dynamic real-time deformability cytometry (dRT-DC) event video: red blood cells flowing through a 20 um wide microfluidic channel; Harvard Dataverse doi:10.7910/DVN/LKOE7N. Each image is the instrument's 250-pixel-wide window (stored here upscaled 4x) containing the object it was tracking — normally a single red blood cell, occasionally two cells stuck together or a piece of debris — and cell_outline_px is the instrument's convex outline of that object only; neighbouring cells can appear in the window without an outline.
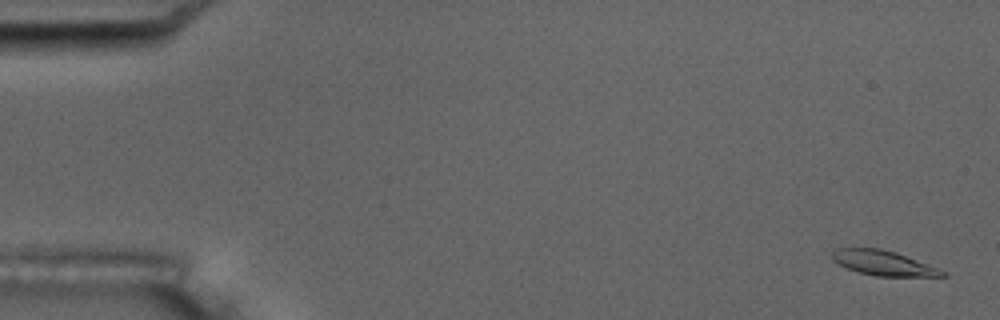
{"species": "common noctule bat (a hibernating species)", "species_latin": "Nyctalus noctula", "temperature_condition": "room temperature", "stored_images_in_passage": 15, "camera_frame_rate_fps": 3000, "um_per_image_px": 0.085, "animal": {"sex": "male", "body_mass_g": 17.5, "forearm_length_mm": 52.3}, "frame": {"image": 1, "passage_image": 1, "time_ms": 0.0, "image_size_px": [1000, 320], "cell_outline_px": [[948, 276], [876, 276], [856, 272], [836, 264], [832, 260], [832, 252], [836, 248], [880, 248], [896, 252], [948, 272]], "centroid_in_image_um": [75.05, 22.36], "position_along_channel_um": 10.0, "area_um2": 16.07}}
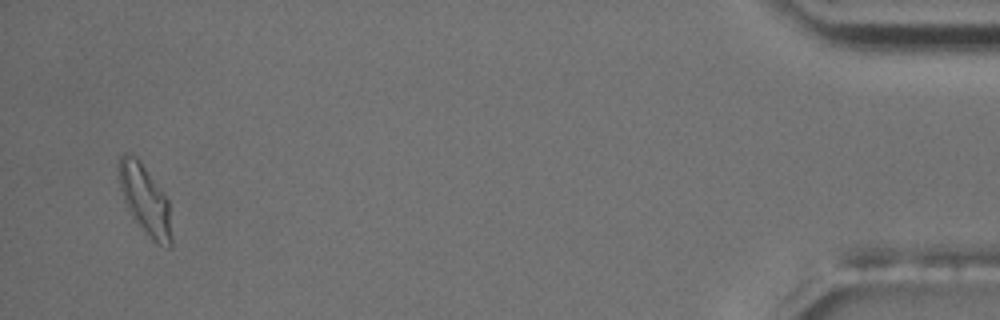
{"frame": {"image": 2, "passage_image": 15, "time_ms": 18.0, "image_size_px": [1000, 320], "cell_outline_px": [[172, 248], [168, 248], [156, 244], [152, 240], [132, 216], [124, 200], [120, 188], [116, 168], [116, 164], [120, 156], [124, 152], [132, 152], [140, 160], [160, 188], [168, 200], [172, 236]], "centroid_in_image_um": [12.3, 16.94], "position_along_channel_um": 422.9, "area_um2": 21.68}, "authors_computed_cell_mechanics": {"area_um2": 16.5886, "velocity_mm_per_s": 3.508, "shape_relaxation_time_tau1_ms": 2.4751, "shape_relaxation_time_tau2_ms": null, "deformation_change_tau1": 0.1384, "deformation_change_tau2": null}}